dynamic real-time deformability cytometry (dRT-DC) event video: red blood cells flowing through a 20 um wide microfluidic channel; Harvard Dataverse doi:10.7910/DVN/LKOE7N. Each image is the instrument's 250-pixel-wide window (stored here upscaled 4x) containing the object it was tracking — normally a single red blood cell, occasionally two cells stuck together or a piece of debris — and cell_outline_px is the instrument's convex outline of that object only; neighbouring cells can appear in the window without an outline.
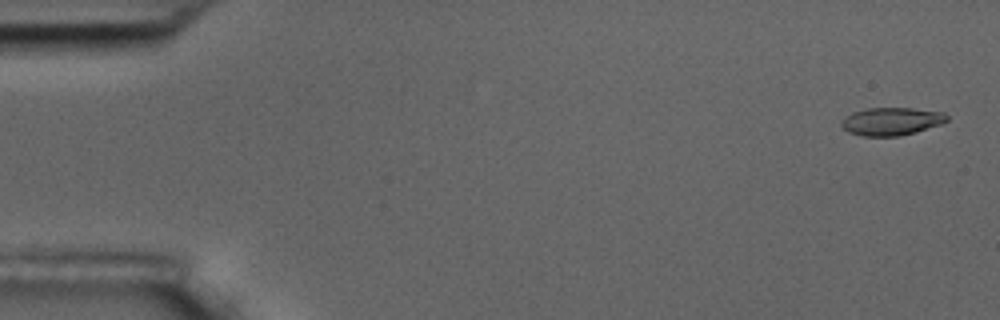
{"species": "common noctule bat (a hibernating species)", "species_latin": "Nyctalus noctula", "temperature_condition": "room temperature", "stored_images_in_passage": 6, "camera_frame_rate_fps": 3000, "um_per_image_px": 0.085, "animal": {"sex": "male", "body_mass_g": 17.5, "forearm_length_mm": 52.3}, "frame": {"image": 1, "passage_image": 1, "time_ms": 0.0, "image_size_px": [1000, 320], "cell_outline_px": [[948, 120], [940, 124], [916, 132], [900, 136], [864, 136], [848, 132], [840, 124], [840, 120], [852, 112], [868, 108], [912, 108], [944, 112], [948, 116]], "centroid_in_image_um": [75.76, 10.31], "position_along_channel_um": 9.2, "area_um2": 17.17}}
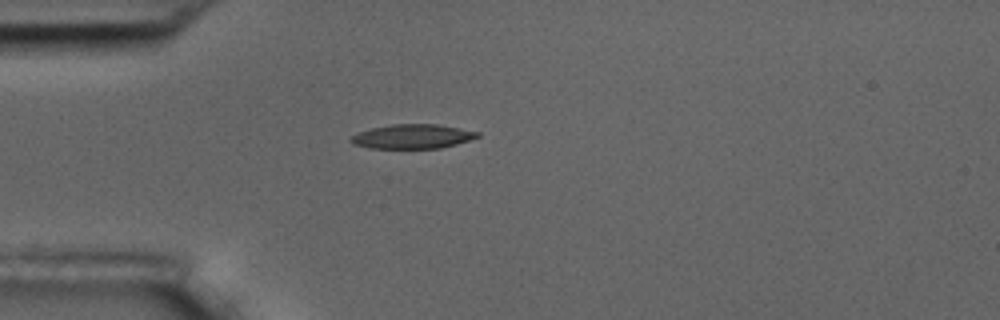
{"frame": {"image": 2, "passage_image": 5, "time_ms": 4.667, "image_size_px": [1000, 320], "cell_outline_px": [[480, 136], [456, 144], [440, 148], [368, 148], [352, 144], [348, 140], [352, 136], [360, 132], [372, 128], [392, 124], [436, 124], [460, 128], [480, 132]], "centroid_in_image_um": [35.05, 11.6], "position_along_channel_um": 50.0, "area_um2": 17.86}}